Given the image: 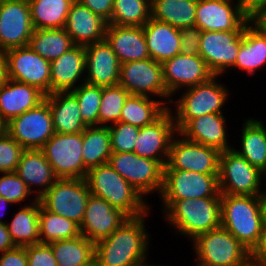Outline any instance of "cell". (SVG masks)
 <instances>
[{"label":"cell","mask_w":266,"mask_h":266,"mask_svg":"<svg viewBox=\"0 0 266 266\" xmlns=\"http://www.w3.org/2000/svg\"><path fill=\"white\" fill-rule=\"evenodd\" d=\"M71 92L77 98L84 124L87 127L99 126V109L103 87L84 82Z\"/></svg>","instance_id":"43"},{"label":"cell","mask_w":266,"mask_h":266,"mask_svg":"<svg viewBox=\"0 0 266 266\" xmlns=\"http://www.w3.org/2000/svg\"><path fill=\"white\" fill-rule=\"evenodd\" d=\"M262 225L261 196L221 194V227L250 252L259 242Z\"/></svg>","instance_id":"3"},{"label":"cell","mask_w":266,"mask_h":266,"mask_svg":"<svg viewBox=\"0 0 266 266\" xmlns=\"http://www.w3.org/2000/svg\"><path fill=\"white\" fill-rule=\"evenodd\" d=\"M240 150L232 148L261 172L266 171V126L261 120L247 118L241 129Z\"/></svg>","instance_id":"31"},{"label":"cell","mask_w":266,"mask_h":266,"mask_svg":"<svg viewBox=\"0 0 266 266\" xmlns=\"http://www.w3.org/2000/svg\"><path fill=\"white\" fill-rule=\"evenodd\" d=\"M129 92L121 85L103 87L99 109V126L113 125L119 122L121 110L126 102Z\"/></svg>","instance_id":"42"},{"label":"cell","mask_w":266,"mask_h":266,"mask_svg":"<svg viewBox=\"0 0 266 266\" xmlns=\"http://www.w3.org/2000/svg\"><path fill=\"white\" fill-rule=\"evenodd\" d=\"M6 133L24 149H41L55 134L48 103L44 100L11 119L6 125Z\"/></svg>","instance_id":"13"},{"label":"cell","mask_w":266,"mask_h":266,"mask_svg":"<svg viewBox=\"0 0 266 266\" xmlns=\"http://www.w3.org/2000/svg\"><path fill=\"white\" fill-rule=\"evenodd\" d=\"M85 66V46L82 45L73 46L59 58L51 61L50 94L72 91L81 85V83L79 84L81 79V82L84 83L86 77L84 76L86 75Z\"/></svg>","instance_id":"23"},{"label":"cell","mask_w":266,"mask_h":266,"mask_svg":"<svg viewBox=\"0 0 266 266\" xmlns=\"http://www.w3.org/2000/svg\"><path fill=\"white\" fill-rule=\"evenodd\" d=\"M127 182L145 198L163 188L164 166L134 152H112L108 162Z\"/></svg>","instance_id":"10"},{"label":"cell","mask_w":266,"mask_h":266,"mask_svg":"<svg viewBox=\"0 0 266 266\" xmlns=\"http://www.w3.org/2000/svg\"><path fill=\"white\" fill-rule=\"evenodd\" d=\"M6 58L9 79L35 86L45 95L50 94V61L29 46L7 50Z\"/></svg>","instance_id":"16"},{"label":"cell","mask_w":266,"mask_h":266,"mask_svg":"<svg viewBox=\"0 0 266 266\" xmlns=\"http://www.w3.org/2000/svg\"><path fill=\"white\" fill-rule=\"evenodd\" d=\"M244 31H203L199 55L215 76H223L232 69L242 42Z\"/></svg>","instance_id":"17"},{"label":"cell","mask_w":266,"mask_h":266,"mask_svg":"<svg viewBox=\"0 0 266 266\" xmlns=\"http://www.w3.org/2000/svg\"><path fill=\"white\" fill-rule=\"evenodd\" d=\"M261 66H266V37L249 22L242 34L237 60L232 68L253 75Z\"/></svg>","instance_id":"32"},{"label":"cell","mask_w":266,"mask_h":266,"mask_svg":"<svg viewBox=\"0 0 266 266\" xmlns=\"http://www.w3.org/2000/svg\"><path fill=\"white\" fill-rule=\"evenodd\" d=\"M128 218L107 238L95 243L98 266H140L147 262L149 236L146 216Z\"/></svg>","instance_id":"1"},{"label":"cell","mask_w":266,"mask_h":266,"mask_svg":"<svg viewBox=\"0 0 266 266\" xmlns=\"http://www.w3.org/2000/svg\"><path fill=\"white\" fill-rule=\"evenodd\" d=\"M39 235L40 243L76 238L80 227L74 221L46 210L39 201Z\"/></svg>","instance_id":"40"},{"label":"cell","mask_w":266,"mask_h":266,"mask_svg":"<svg viewBox=\"0 0 266 266\" xmlns=\"http://www.w3.org/2000/svg\"><path fill=\"white\" fill-rule=\"evenodd\" d=\"M247 266H260V265L251 262V263H249Z\"/></svg>","instance_id":"62"},{"label":"cell","mask_w":266,"mask_h":266,"mask_svg":"<svg viewBox=\"0 0 266 266\" xmlns=\"http://www.w3.org/2000/svg\"><path fill=\"white\" fill-rule=\"evenodd\" d=\"M250 260L260 266H266V223H263L258 244L250 252Z\"/></svg>","instance_id":"51"},{"label":"cell","mask_w":266,"mask_h":266,"mask_svg":"<svg viewBox=\"0 0 266 266\" xmlns=\"http://www.w3.org/2000/svg\"><path fill=\"white\" fill-rule=\"evenodd\" d=\"M223 115L205 114L191 119L179 133L190 141L215 148L219 152L230 150L233 147L227 141V120Z\"/></svg>","instance_id":"26"},{"label":"cell","mask_w":266,"mask_h":266,"mask_svg":"<svg viewBox=\"0 0 266 266\" xmlns=\"http://www.w3.org/2000/svg\"><path fill=\"white\" fill-rule=\"evenodd\" d=\"M163 215L176 233L192 241L200 234L221 227V197L176 200Z\"/></svg>","instance_id":"4"},{"label":"cell","mask_w":266,"mask_h":266,"mask_svg":"<svg viewBox=\"0 0 266 266\" xmlns=\"http://www.w3.org/2000/svg\"><path fill=\"white\" fill-rule=\"evenodd\" d=\"M144 36L150 58L163 64L180 52V30L168 23L150 18L144 25Z\"/></svg>","instance_id":"30"},{"label":"cell","mask_w":266,"mask_h":266,"mask_svg":"<svg viewBox=\"0 0 266 266\" xmlns=\"http://www.w3.org/2000/svg\"><path fill=\"white\" fill-rule=\"evenodd\" d=\"M24 247L28 257V266H58L49 244L39 243Z\"/></svg>","instance_id":"47"},{"label":"cell","mask_w":266,"mask_h":266,"mask_svg":"<svg viewBox=\"0 0 266 266\" xmlns=\"http://www.w3.org/2000/svg\"><path fill=\"white\" fill-rule=\"evenodd\" d=\"M75 0H28L34 29L65 28Z\"/></svg>","instance_id":"38"},{"label":"cell","mask_w":266,"mask_h":266,"mask_svg":"<svg viewBox=\"0 0 266 266\" xmlns=\"http://www.w3.org/2000/svg\"><path fill=\"white\" fill-rule=\"evenodd\" d=\"M107 23L111 19L114 0H78Z\"/></svg>","instance_id":"50"},{"label":"cell","mask_w":266,"mask_h":266,"mask_svg":"<svg viewBox=\"0 0 266 266\" xmlns=\"http://www.w3.org/2000/svg\"><path fill=\"white\" fill-rule=\"evenodd\" d=\"M58 266H91L95 263V243L82 234L49 243Z\"/></svg>","instance_id":"36"},{"label":"cell","mask_w":266,"mask_h":266,"mask_svg":"<svg viewBox=\"0 0 266 266\" xmlns=\"http://www.w3.org/2000/svg\"><path fill=\"white\" fill-rule=\"evenodd\" d=\"M19 208L11 222L6 223L15 246H27L40 243L39 235V199Z\"/></svg>","instance_id":"33"},{"label":"cell","mask_w":266,"mask_h":266,"mask_svg":"<svg viewBox=\"0 0 266 266\" xmlns=\"http://www.w3.org/2000/svg\"><path fill=\"white\" fill-rule=\"evenodd\" d=\"M6 125L7 123L3 120L0 114V136L6 133Z\"/></svg>","instance_id":"58"},{"label":"cell","mask_w":266,"mask_h":266,"mask_svg":"<svg viewBox=\"0 0 266 266\" xmlns=\"http://www.w3.org/2000/svg\"><path fill=\"white\" fill-rule=\"evenodd\" d=\"M105 40L117 55L120 64L150 58L143 26L107 24Z\"/></svg>","instance_id":"24"},{"label":"cell","mask_w":266,"mask_h":266,"mask_svg":"<svg viewBox=\"0 0 266 266\" xmlns=\"http://www.w3.org/2000/svg\"><path fill=\"white\" fill-rule=\"evenodd\" d=\"M175 136L170 144L169 157L164 170L219 174L220 152L217 149L190 141L179 132Z\"/></svg>","instance_id":"14"},{"label":"cell","mask_w":266,"mask_h":266,"mask_svg":"<svg viewBox=\"0 0 266 266\" xmlns=\"http://www.w3.org/2000/svg\"><path fill=\"white\" fill-rule=\"evenodd\" d=\"M154 99L130 94L123 105L119 121L139 128L151 125L169 109L165 101Z\"/></svg>","instance_id":"34"},{"label":"cell","mask_w":266,"mask_h":266,"mask_svg":"<svg viewBox=\"0 0 266 266\" xmlns=\"http://www.w3.org/2000/svg\"><path fill=\"white\" fill-rule=\"evenodd\" d=\"M263 178H265L263 180L266 181V171L263 173ZM264 183L266 184V182H264ZM263 191H264V193H266V189H263Z\"/></svg>","instance_id":"61"},{"label":"cell","mask_w":266,"mask_h":266,"mask_svg":"<svg viewBox=\"0 0 266 266\" xmlns=\"http://www.w3.org/2000/svg\"><path fill=\"white\" fill-rule=\"evenodd\" d=\"M15 173L24 181L30 192L34 193L36 199H39L58 179L41 149H25Z\"/></svg>","instance_id":"28"},{"label":"cell","mask_w":266,"mask_h":266,"mask_svg":"<svg viewBox=\"0 0 266 266\" xmlns=\"http://www.w3.org/2000/svg\"><path fill=\"white\" fill-rule=\"evenodd\" d=\"M243 13L251 19L257 12L266 9V0H238Z\"/></svg>","instance_id":"52"},{"label":"cell","mask_w":266,"mask_h":266,"mask_svg":"<svg viewBox=\"0 0 266 266\" xmlns=\"http://www.w3.org/2000/svg\"><path fill=\"white\" fill-rule=\"evenodd\" d=\"M107 22L75 0L68 13L65 30L75 45L86 46L105 40Z\"/></svg>","instance_id":"25"},{"label":"cell","mask_w":266,"mask_h":266,"mask_svg":"<svg viewBox=\"0 0 266 266\" xmlns=\"http://www.w3.org/2000/svg\"><path fill=\"white\" fill-rule=\"evenodd\" d=\"M0 254V266H28L26 249L23 246H15Z\"/></svg>","instance_id":"49"},{"label":"cell","mask_w":266,"mask_h":266,"mask_svg":"<svg viewBox=\"0 0 266 266\" xmlns=\"http://www.w3.org/2000/svg\"><path fill=\"white\" fill-rule=\"evenodd\" d=\"M261 205L263 213V223H266V193L261 195Z\"/></svg>","instance_id":"57"},{"label":"cell","mask_w":266,"mask_h":266,"mask_svg":"<svg viewBox=\"0 0 266 266\" xmlns=\"http://www.w3.org/2000/svg\"><path fill=\"white\" fill-rule=\"evenodd\" d=\"M218 77H212L208 82L184 89L174 107V121L179 132L191 119L205 114H224L222 108L229 99V91L219 83ZM217 81V82H216Z\"/></svg>","instance_id":"5"},{"label":"cell","mask_w":266,"mask_h":266,"mask_svg":"<svg viewBox=\"0 0 266 266\" xmlns=\"http://www.w3.org/2000/svg\"><path fill=\"white\" fill-rule=\"evenodd\" d=\"M196 259L211 266H247L250 251L228 230L219 227L192 240Z\"/></svg>","instance_id":"6"},{"label":"cell","mask_w":266,"mask_h":266,"mask_svg":"<svg viewBox=\"0 0 266 266\" xmlns=\"http://www.w3.org/2000/svg\"><path fill=\"white\" fill-rule=\"evenodd\" d=\"M90 195L85 178H58L39 201L46 210L80 226Z\"/></svg>","instance_id":"9"},{"label":"cell","mask_w":266,"mask_h":266,"mask_svg":"<svg viewBox=\"0 0 266 266\" xmlns=\"http://www.w3.org/2000/svg\"><path fill=\"white\" fill-rule=\"evenodd\" d=\"M118 84L129 94L165 98L168 108L174 100L167 92L162 64L152 58L120 64Z\"/></svg>","instance_id":"11"},{"label":"cell","mask_w":266,"mask_h":266,"mask_svg":"<svg viewBox=\"0 0 266 266\" xmlns=\"http://www.w3.org/2000/svg\"><path fill=\"white\" fill-rule=\"evenodd\" d=\"M85 180L92 195L106 200L129 218L143 216L151 210L146 198L115 171L109 163L89 169Z\"/></svg>","instance_id":"2"},{"label":"cell","mask_w":266,"mask_h":266,"mask_svg":"<svg viewBox=\"0 0 266 266\" xmlns=\"http://www.w3.org/2000/svg\"><path fill=\"white\" fill-rule=\"evenodd\" d=\"M234 2V0H197L195 26L202 32L244 31L250 19L243 13L238 0Z\"/></svg>","instance_id":"18"},{"label":"cell","mask_w":266,"mask_h":266,"mask_svg":"<svg viewBox=\"0 0 266 266\" xmlns=\"http://www.w3.org/2000/svg\"><path fill=\"white\" fill-rule=\"evenodd\" d=\"M28 46L51 62L70 50L75 44L65 28L34 29Z\"/></svg>","instance_id":"39"},{"label":"cell","mask_w":266,"mask_h":266,"mask_svg":"<svg viewBox=\"0 0 266 266\" xmlns=\"http://www.w3.org/2000/svg\"><path fill=\"white\" fill-rule=\"evenodd\" d=\"M24 150L7 133L0 136V173L15 172Z\"/></svg>","instance_id":"46"},{"label":"cell","mask_w":266,"mask_h":266,"mask_svg":"<svg viewBox=\"0 0 266 266\" xmlns=\"http://www.w3.org/2000/svg\"><path fill=\"white\" fill-rule=\"evenodd\" d=\"M196 261L197 262H196V265L195 266H211V265L205 264V263H203V262H201L199 260H196Z\"/></svg>","instance_id":"59"},{"label":"cell","mask_w":266,"mask_h":266,"mask_svg":"<svg viewBox=\"0 0 266 266\" xmlns=\"http://www.w3.org/2000/svg\"><path fill=\"white\" fill-rule=\"evenodd\" d=\"M15 244L12 242L7 225L0 223V253L13 249Z\"/></svg>","instance_id":"53"},{"label":"cell","mask_w":266,"mask_h":266,"mask_svg":"<svg viewBox=\"0 0 266 266\" xmlns=\"http://www.w3.org/2000/svg\"><path fill=\"white\" fill-rule=\"evenodd\" d=\"M33 31L28 0L0 2V50L28 46Z\"/></svg>","instance_id":"15"},{"label":"cell","mask_w":266,"mask_h":266,"mask_svg":"<svg viewBox=\"0 0 266 266\" xmlns=\"http://www.w3.org/2000/svg\"><path fill=\"white\" fill-rule=\"evenodd\" d=\"M151 0H114L107 24L143 26L151 18Z\"/></svg>","instance_id":"41"},{"label":"cell","mask_w":266,"mask_h":266,"mask_svg":"<svg viewBox=\"0 0 266 266\" xmlns=\"http://www.w3.org/2000/svg\"><path fill=\"white\" fill-rule=\"evenodd\" d=\"M201 29L197 26L180 29V52L185 55H199Z\"/></svg>","instance_id":"48"},{"label":"cell","mask_w":266,"mask_h":266,"mask_svg":"<svg viewBox=\"0 0 266 266\" xmlns=\"http://www.w3.org/2000/svg\"><path fill=\"white\" fill-rule=\"evenodd\" d=\"M250 22L266 37V9L257 12Z\"/></svg>","instance_id":"54"},{"label":"cell","mask_w":266,"mask_h":266,"mask_svg":"<svg viewBox=\"0 0 266 266\" xmlns=\"http://www.w3.org/2000/svg\"><path fill=\"white\" fill-rule=\"evenodd\" d=\"M219 174L186 170H164L160 200L165 212L176 200L221 197Z\"/></svg>","instance_id":"7"},{"label":"cell","mask_w":266,"mask_h":266,"mask_svg":"<svg viewBox=\"0 0 266 266\" xmlns=\"http://www.w3.org/2000/svg\"><path fill=\"white\" fill-rule=\"evenodd\" d=\"M53 128L56 133H82L87 127L81 117L76 96L71 92H55L45 95Z\"/></svg>","instance_id":"29"},{"label":"cell","mask_w":266,"mask_h":266,"mask_svg":"<svg viewBox=\"0 0 266 266\" xmlns=\"http://www.w3.org/2000/svg\"><path fill=\"white\" fill-rule=\"evenodd\" d=\"M129 217L121 210L114 208L106 200L90 195L84 218L81 222L80 233L93 243L110 236Z\"/></svg>","instance_id":"21"},{"label":"cell","mask_w":266,"mask_h":266,"mask_svg":"<svg viewBox=\"0 0 266 266\" xmlns=\"http://www.w3.org/2000/svg\"><path fill=\"white\" fill-rule=\"evenodd\" d=\"M263 172L233 149L220 152L219 189L221 194L261 196Z\"/></svg>","instance_id":"8"},{"label":"cell","mask_w":266,"mask_h":266,"mask_svg":"<svg viewBox=\"0 0 266 266\" xmlns=\"http://www.w3.org/2000/svg\"><path fill=\"white\" fill-rule=\"evenodd\" d=\"M13 205L12 203H10L6 198H4V197H2V196H0V223H7V222H3V220H1V218H2V216L5 214V212H6V209H7V207H8V205ZM5 209V212L3 213V211L2 210H4Z\"/></svg>","instance_id":"56"},{"label":"cell","mask_w":266,"mask_h":266,"mask_svg":"<svg viewBox=\"0 0 266 266\" xmlns=\"http://www.w3.org/2000/svg\"><path fill=\"white\" fill-rule=\"evenodd\" d=\"M29 195L33 194L15 172L0 173V196L12 204H20L25 199L28 200Z\"/></svg>","instance_id":"45"},{"label":"cell","mask_w":266,"mask_h":266,"mask_svg":"<svg viewBox=\"0 0 266 266\" xmlns=\"http://www.w3.org/2000/svg\"><path fill=\"white\" fill-rule=\"evenodd\" d=\"M197 0H151V18L176 29L195 26Z\"/></svg>","instance_id":"35"},{"label":"cell","mask_w":266,"mask_h":266,"mask_svg":"<svg viewBox=\"0 0 266 266\" xmlns=\"http://www.w3.org/2000/svg\"><path fill=\"white\" fill-rule=\"evenodd\" d=\"M8 80L6 52L0 50V86Z\"/></svg>","instance_id":"55"},{"label":"cell","mask_w":266,"mask_h":266,"mask_svg":"<svg viewBox=\"0 0 266 266\" xmlns=\"http://www.w3.org/2000/svg\"><path fill=\"white\" fill-rule=\"evenodd\" d=\"M112 152H134L138 139L139 127L123 122H117L109 127Z\"/></svg>","instance_id":"44"},{"label":"cell","mask_w":266,"mask_h":266,"mask_svg":"<svg viewBox=\"0 0 266 266\" xmlns=\"http://www.w3.org/2000/svg\"><path fill=\"white\" fill-rule=\"evenodd\" d=\"M140 266H164V265H159V264H158V265H156V264H155V265H154V264L151 265L150 263H147V262H146V263H144V264H142V265H140ZM165 266H167V265H165ZM168 266H169V265H168Z\"/></svg>","instance_id":"60"},{"label":"cell","mask_w":266,"mask_h":266,"mask_svg":"<svg viewBox=\"0 0 266 266\" xmlns=\"http://www.w3.org/2000/svg\"><path fill=\"white\" fill-rule=\"evenodd\" d=\"M82 156L84 166L89 170L109 162L111 135L107 126H88L82 132Z\"/></svg>","instance_id":"37"},{"label":"cell","mask_w":266,"mask_h":266,"mask_svg":"<svg viewBox=\"0 0 266 266\" xmlns=\"http://www.w3.org/2000/svg\"><path fill=\"white\" fill-rule=\"evenodd\" d=\"M85 54L86 83L100 87L118 84L120 62L106 40L86 45Z\"/></svg>","instance_id":"22"},{"label":"cell","mask_w":266,"mask_h":266,"mask_svg":"<svg viewBox=\"0 0 266 266\" xmlns=\"http://www.w3.org/2000/svg\"><path fill=\"white\" fill-rule=\"evenodd\" d=\"M171 107L154 123L141 127L134 153L167 164L170 144L177 133Z\"/></svg>","instance_id":"20"},{"label":"cell","mask_w":266,"mask_h":266,"mask_svg":"<svg viewBox=\"0 0 266 266\" xmlns=\"http://www.w3.org/2000/svg\"><path fill=\"white\" fill-rule=\"evenodd\" d=\"M45 94L37 87L9 79L0 86V114L8 123L11 119L37 107Z\"/></svg>","instance_id":"27"},{"label":"cell","mask_w":266,"mask_h":266,"mask_svg":"<svg viewBox=\"0 0 266 266\" xmlns=\"http://www.w3.org/2000/svg\"><path fill=\"white\" fill-rule=\"evenodd\" d=\"M162 66L164 82L170 96L181 91L180 89L208 82L215 76L200 55L179 53L165 61Z\"/></svg>","instance_id":"19"},{"label":"cell","mask_w":266,"mask_h":266,"mask_svg":"<svg viewBox=\"0 0 266 266\" xmlns=\"http://www.w3.org/2000/svg\"><path fill=\"white\" fill-rule=\"evenodd\" d=\"M82 133H56L41 148L57 178L86 177L82 156Z\"/></svg>","instance_id":"12"}]
</instances>
